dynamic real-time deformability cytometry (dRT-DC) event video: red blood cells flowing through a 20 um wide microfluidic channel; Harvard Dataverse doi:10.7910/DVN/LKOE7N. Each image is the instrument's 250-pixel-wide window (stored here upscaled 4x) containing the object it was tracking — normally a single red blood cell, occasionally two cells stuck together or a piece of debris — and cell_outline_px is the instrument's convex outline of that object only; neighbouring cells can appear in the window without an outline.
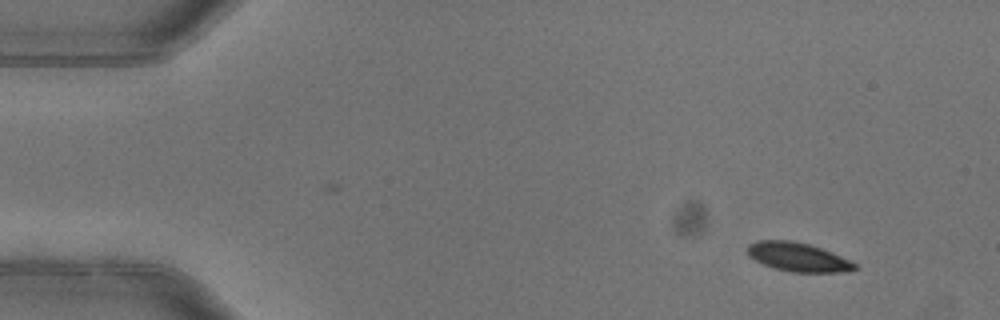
{"species": "common noctule bat (a hibernating species)", "species_latin": "Nyctalus noctula", "temperature_condition": "warm", "stored_images_in_passage": 4, "camera_frame_rate_fps": 3000, "um_per_image_px": 0.085, "animal": {"sex": "female"}, "frame": {"image": 1, "passage_image": 1, "time_ms": 0.0, "image_size_px": [1000, 320], "cell_outline_px": [[856, 268], [848, 272], [792, 272], [772, 268], [748, 256], [748, 244], [756, 240], [792, 240], [808, 244], [820, 248], [840, 256], [856, 264]], "centroid_in_image_um": [67.79, 21.85], "position_along_channel_um": 17.2, "area_um2": 17.92}}
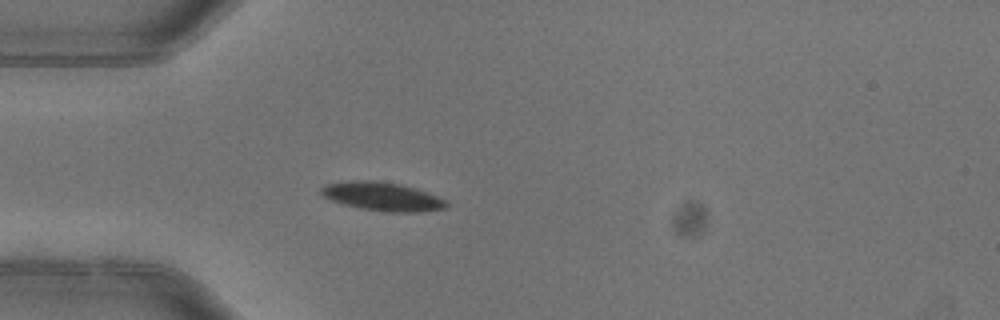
{"frame": {"image": 2, "passage_image": 4, "time_ms": 1.0, "image_size_px": [1000, 320], "cell_outline_px": [[448, 208], [420, 212], [384, 212], [360, 208], [344, 204], [332, 200], [324, 196], [320, 192], [320, 188], [328, 184], [348, 180], [376, 180], [400, 184], [416, 188], [436, 196], [444, 200], [448, 204]], "centroid_in_image_um": [32.5, 16.7], "position_along_channel_um": 52.5, "area_um2": 20.87}}